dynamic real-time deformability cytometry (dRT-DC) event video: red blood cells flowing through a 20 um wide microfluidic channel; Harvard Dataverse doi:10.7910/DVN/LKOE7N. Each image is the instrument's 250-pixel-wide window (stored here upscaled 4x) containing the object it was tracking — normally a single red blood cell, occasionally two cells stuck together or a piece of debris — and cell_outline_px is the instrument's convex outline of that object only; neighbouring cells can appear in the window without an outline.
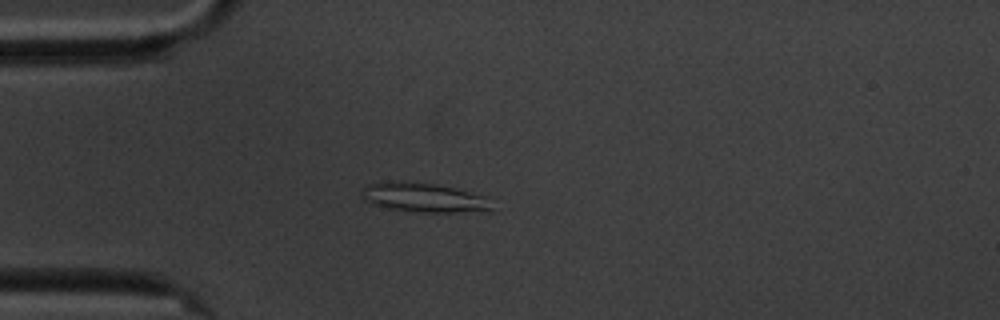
{"species": "common noctule bat (a hibernating species)", "species_latin": "Nyctalus noctula", "temperature_condition": "cold", "stored_images_in_passage": 47, "camera_frame_rate_fps": 3000, "um_per_image_px": 0.085, "animal": {"sex": "male", "body_mass_g": 20.1, "forearm_length_mm": 53.5}, "frame": {"image": 1, "passage_image": 4, "time_ms": 1.0, "image_size_px": [1000, 320], "cell_outline_px": [[492, 212], [420, 212], [388, 208], [368, 204], [360, 196], [364, 188], [368, 184], [388, 180], [432, 184], [456, 188], [492, 196]], "centroid_in_image_um": [36.12, 16.8], "position_along_channel_um": 48.9, "area_um2": 22.89}}
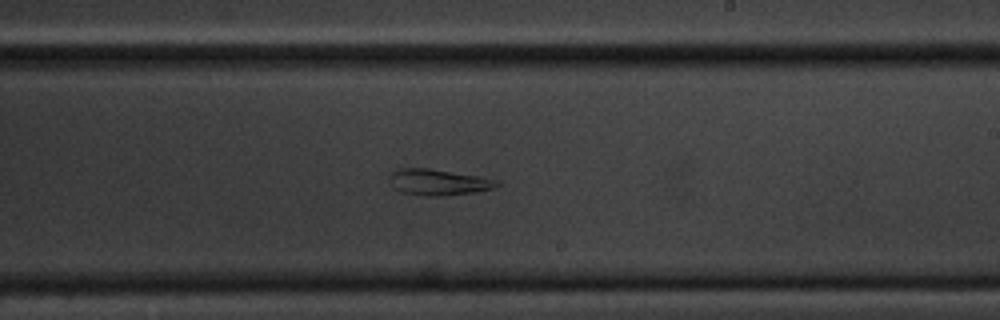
{"frame": {"image": 2, "passage_image": 23, "time_ms": 7.333, "image_size_px": [1000, 320], "cell_outline_px": [[500, 184], [492, 188], [476, 192], [440, 196], [424, 196], [400, 192], [396, 188], [388, 176], [388, 172], [396, 168], [428, 168], [480, 176], [492, 180]], "centroid_in_image_um": [37.18, 15.48], "position_along_channel_um": 251.8, "area_um2": 16.24}}
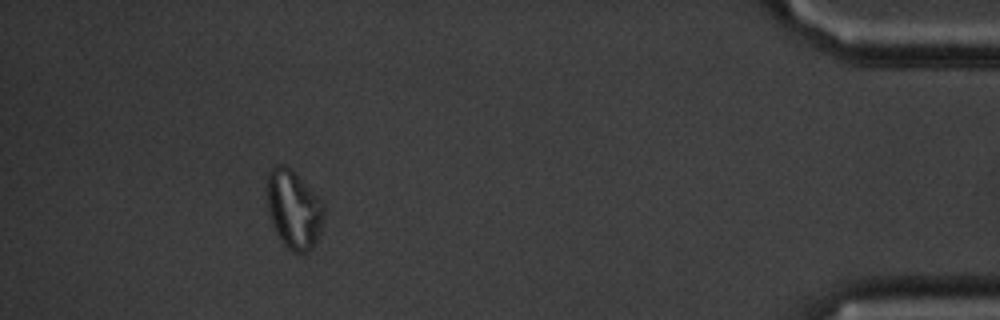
{"frame": {"image": 3, "passage_image": 42, "time_ms": 13.667, "image_size_px": [1000, 320], "cell_outline_px": [[324, 212], [320, 232], [312, 248], [304, 252], [292, 252], [280, 240], [272, 224], [268, 212], [264, 188], [268, 172], [272, 164], [284, 164], [324, 204]], "centroid_in_image_um": [24.89, 17.78], "position_along_channel_um": 410.3, "area_um2": 25.95}, "authors_computed_cell_mechanics": {"area_um2": 20.1144, "velocity_mm_per_s": 3.4044, "shape_relaxation_time_tau1_ms": null, "shape_relaxation_time_tau2_ms": 2.4381, "deformation_change_tau1": null, "deformation_change_tau2": 0.0666}}